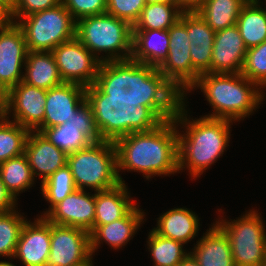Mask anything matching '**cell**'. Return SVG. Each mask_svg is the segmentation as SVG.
<instances>
[{"instance_id": "1", "label": "cell", "mask_w": 266, "mask_h": 266, "mask_svg": "<svg viewBox=\"0 0 266 266\" xmlns=\"http://www.w3.org/2000/svg\"><path fill=\"white\" fill-rule=\"evenodd\" d=\"M174 119L147 132H133L117 139V173L128 170L143 173V177L170 175L178 172V131Z\"/></svg>"}, {"instance_id": "2", "label": "cell", "mask_w": 266, "mask_h": 266, "mask_svg": "<svg viewBox=\"0 0 266 266\" xmlns=\"http://www.w3.org/2000/svg\"><path fill=\"white\" fill-rule=\"evenodd\" d=\"M185 101L181 103L174 121L186 128L178 131V172L188 168L193 179L200 177L227 148L230 141L232 121L202 116L187 119Z\"/></svg>"}, {"instance_id": "3", "label": "cell", "mask_w": 266, "mask_h": 266, "mask_svg": "<svg viewBox=\"0 0 266 266\" xmlns=\"http://www.w3.org/2000/svg\"><path fill=\"white\" fill-rule=\"evenodd\" d=\"M196 87L213 107L206 117L233 122L251 115L264 99L263 89L241 73H203L188 91Z\"/></svg>"}, {"instance_id": "4", "label": "cell", "mask_w": 266, "mask_h": 266, "mask_svg": "<svg viewBox=\"0 0 266 266\" xmlns=\"http://www.w3.org/2000/svg\"><path fill=\"white\" fill-rule=\"evenodd\" d=\"M183 98L156 67L128 59L125 107L147 106L165 122L174 119Z\"/></svg>"}, {"instance_id": "5", "label": "cell", "mask_w": 266, "mask_h": 266, "mask_svg": "<svg viewBox=\"0 0 266 266\" xmlns=\"http://www.w3.org/2000/svg\"><path fill=\"white\" fill-rule=\"evenodd\" d=\"M76 38L102 63L131 59L133 26L104 13L84 17L76 22ZM105 52V56H100ZM98 54V55H97Z\"/></svg>"}, {"instance_id": "6", "label": "cell", "mask_w": 266, "mask_h": 266, "mask_svg": "<svg viewBox=\"0 0 266 266\" xmlns=\"http://www.w3.org/2000/svg\"><path fill=\"white\" fill-rule=\"evenodd\" d=\"M67 165L77 189L84 190L88 187L99 192L121 183L117 173L114 142H92L88 147L68 154Z\"/></svg>"}, {"instance_id": "7", "label": "cell", "mask_w": 266, "mask_h": 266, "mask_svg": "<svg viewBox=\"0 0 266 266\" xmlns=\"http://www.w3.org/2000/svg\"><path fill=\"white\" fill-rule=\"evenodd\" d=\"M17 24L23 30L28 51L52 52L61 43L76 37V21L62 2L22 17Z\"/></svg>"}, {"instance_id": "8", "label": "cell", "mask_w": 266, "mask_h": 266, "mask_svg": "<svg viewBox=\"0 0 266 266\" xmlns=\"http://www.w3.org/2000/svg\"><path fill=\"white\" fill-rule=\"evenodd\" d=\"M258 211L250 210L238 219L216 224L227 235L235 266L266 265V230Z\"/></svg>"}, {"instance_id": "9", "label": "cell", "mask_w": 266, "mask_h": 266, "mask_svg": "<svg viewBox=\"0 0 266 266\" xmlns=\"http://www.w3.org/2000/svg\"><path fill=\"white\" fill-rule=\"evenodd\" d=\"M168 33V57L157 69L181 92L185 100L186 93L199 77L192 68L190 40L187 34V11H184L180 20L168 29Z\"/></svg>"}, {"instance_id": "10", "label": "cell", "mask_w": 266, "mask_h": 266, "mask_svg": "<svg viewBox=\"0 0 266 266\" xmlns=\"http://www.w3.org/2000/svg\"><path fill=\"white\" fill-rule=\"evenodd\" d=\"M64 83L94 84L101 62L75 37L52 50Z\"/></svg>"}, {"instance_id": "11", "label": "cell", "mask_w": 266, "mask_h": 266, "mask_svg": "<svg viewBox=\"0 0 266 266\" xmlns=\"http://www.w3.org/2000/svg\"><path fill=\"white\" fill-rule=\"evenodd\" d=\"M91 256L90 234L87 231L51 223L50 253L46 266H76Z\"/></svg>"}, {"instance_id": "12", "label": "cell", "mask_w": 266, "mask_h": 266, "mask_svg": "<svg viewBox=\"0 0 266 266\" xmlns=\"http://www.w3.org/2000/svg\"><path fill=\"white\" fill-rule=\"evenodd\" d=\"M22 28L16 23L0 27V88L8 91L23 81L22 69L27 58Z\"/></svg>"}, {"instance_id": "13", "label": "cell", "mask_w": 266, "mask_h": 266, "mask_svg": "<svg viewBox=\"0 0 266 266\" xmlns=\"http://www.w3.org/2000/svg\"><path fill=\"white\" fill-rule=\"evenodd\" d=\"M47 90L31 86L23 81L7 91V115L29 131L43 129Z\"/></svg>"}, {"instance_id": "14", "label": "cell", "mask_w": 266, "mask_h": 266, "mask_svg": "<svg viewBox=\"0 0 266 266\" xmlns=\"http://www.w3.org/2000/svg\"><path fill=\"white\" fill-rule=\"evenodd\" d=\"M44 217L50 223L80 228L90 234L94 230L95 193L90 194L86 190L76 189Z\"/></svg>"}, {"instance_id": "15", "label": "cell", "mask_w": 266, "mask_h": 266, "mask_svg": "<svg viewBox=\"0 0 266 266\" xmlns=\"http://www.w3.org/2000/svg\"><path fill=\"white\" fill-rule=\"evenodd\" d=\"M51 223L39 217L24 223L17 242L14 258L24 266H46L50 253Z\"/></svg>"}, {"instance_id": "16", "label": "cell", "mask_w": 266, "mask_h": 266, "mask_svg": "<svg viewBox=\"0 0 266 266\" xmlns=\"http://www.w3.org/2000/svg\"><path fill=\"white\" fill-rule=\"evenodd\" d=\"M86 102V88L78 84L63 83L47 90L43 128L60 126L72 120Z\"/></svg>"}, {"instance_id": "17", "label": "cell", "mask_w": 266, "mask_h": 266, "mask_svg": "<svg viewBox=\"0 0 266 266\" xmlns=\"http://www.w3.org/2000/svg\"><path fill=\"white\" fill-rule=\"evenodd\" d=\"M210 73H241L247 48L237 25L215 32Z\"/></svg>"}, {"instance_id": "18", "label": "cell", "mask_w": 266, "mask_h": 266, "mask_svg": "<svg viewBox=\"0 0 266 266\" xmlns=\"http://www.w3.org/2000/svg\"><path fill=\"white\" fill-rule=\"evenodd\" d=\"M24 154L28 159L34 178L41 177V182L67 164L68 154L37 131L29 132Z\"/></svg>"}, {"instance_id": "19", "label": "cell", "mask_w": 266, "mask_h": 266, "mask_svg": "<svg viewBox=\"0 0 266 266\" xmlns=\"http://www.w3.org/2000/svg\"><path fill=\"white\" fill-rule=\"evenodd\" d=\"M144 215V211L135 206L124 218L106 225L97 226L90 233L92 256L103 241L115 250L126 245L138 231L145 217Z\"/></svg>"}, {"instance_id": "20", "label": "cell", "mask_w": 266, "mask_h": 266, "mask_svg": "<svg viewBox=\"0 0 266 266\" xmlns=\"http://www.w3.org/2000/svg\"><path fill=\"white\" fill-rule=\"evenodd\" d=\"M196 243L190 253L200 266H235L229 239L216 223Z\"/></svg>"}, {"instance_id": "21", "label": "cell", "mask_w": 266, "mask_h": 266, "mask_svg": "<svg viewBox=\"0 0 266 266\" xmlns=\"http://www.w3.org/2000/svg\"><path fill=\"white\" fill-rule=\"evenodd\" d=\"M125 183L95 192L94 229L124 218L137 204L130 198Z\"/></svg>"}, {"instance_id": "22", "label": "cell", "mask_w": 266, "mask_h": 266, "mask_svg": "<svg viewBox=\"0 0 266 266\" xmlns=\"http://www.w3.org/2000/svg\"><path fill=\"white\" fill-rule=\"evenodd\" d=\"M168 51V30H133L132 60L158 68Z\"/></svg>"}, {"instance_id": "23", "label": "cell", "mask_w": 266, "mask_h": 266, "mask_svg": "<svg viewBox=\"0 0 266 266\" xmlns=\"http://www.w3.org/2000/svg\"><path fill=\"white\" fill-rule=\"evenodd\" d=\"M199 221L198 216L187 208H174L163 213L152 230L162 237L187 244L198 235Z\"/></svg>"}, {"instance_id": "24", "label": "cell", "mask_w": 266, "mask_h": 266, "mask_svg": "<svg viewBox=\"0 0 266 266\" xmlns=\"http://www.w3.org/2000/svg\"><path fill=\"white\" fill-rule=\"evenodd\" d=\"M23 82L49 90L63 84L52 52L28 51Z\"/></svg>"}, {"instance_id": "25", "label": "cell", "mask_w": 266, "mask_h": 266, "mask_svg": "<svg viewBox=\"0 0 266 266\" xmlns=\"http://www.w3.org/2000/svg\"><path fill=\"white\" fill-rule=\"evenodd\" d=\"M94 84L118 110L124 104L125 91L128 89V60L102 62Z\"/></svg>"}, {"instance_id": "26", "label": "cell", "mask_w": 266, "mask_h": 266, "mask_svg": "<svg viewBox=\"0 0 266 266\" xmlns=\"http://www.w3.org/2000/svg\"><path fill=\"white\" fill-rule=\"evenodd\" d=\"M259 0H248L242 7L236 25L247 49L266 41V8Z\"/></svg>"}, {"instance_id": "27", "label": "cell", "mask_w": 266, "mask_h": 266, "mask_svg": "<svg viewBox=\"0 0 266 266\" xmlns=\"http://www.w3.org/2000/svg\"><path fill=\"white\" fill-rule=\"evenodd\" d=\"M247 2L248 0H206L196 12L217 32L235 25Z\"/></svg>"}, {"instance_id": "28", "label": "cell", "mask_w": 266, "mask_h": 266, "mask_svg": "<svg viewBox=\"0 0 266 266\" xmlns=\"http://www.w3.org/2000/svg\"><path fill=\"white\" fill-rule=\"evenodd\" d=\"M183 12L179 4L148 2L133 30H168L180 20Z\"/></svg>"}, {"instance_id": "29", "label": "cell", "mask_w": 266, "mask_h": 266, "mask_svg": "<svg viewBox=\"0 0 266 266\" xmlns=\"http://www.w3.org/2000/svg\"><path fill=\"white\" fill-rule=\"evenodd\" d=\"M0 176L7 190L15 199H18L19 192L30 189L35 183V178L25 154L0 163Z\"/></svg>"}, {"instance_id": "30", "label": "cell", "mask_w": 266, "mask_h": 266, "mask_svg": "<svg viewBox=\"0 0 266 266\" xmlns=\"http://www.w3.org/2000/svg\"><path fill=\"white\" fill-rule=\"evenodd\" d=\"M147 243L154 266H179L190 254L183 249V243L162 237L153 230L148 234Z\"/></svg>"}, {"instance_id": "31", "label": "cell", "mask_w": 266, "mask_h": 266, "mask_svg": "<svg viewBox=\"0 0 266 266\" xmlns=\"http://www.w3.org/2000/svg\"><path fill=\"white\" fill-rule=\"evenodd\" d=\"M7 119L0 123V163L24 154L29 130Z\"/></svg>"}, {"instance_id": "32", "label": "cell", "mask_w": 266, "mask_h": 266, "mask_svg": "<svg viewBox=\"0 0 266 266\" xmlns=\"http://www.w3.org/2000/svg\"><path fill=\"white\" fill-rule=\"evenodd\" d=\"M39 132L66 154H71L72 152L88 147L92 143L71 122L56 127L43 128Z\"/></svg>"}, {"instance_id": "33", "label": "cell", "mask_w": 266, "mask_h": 266, "mask_svg": "<svg viewBox=\"0 0 266 266\" xmlns=\"http://www.w3.org/2000/svg\"><path fill=\"white\" fill-rule=\"evenodd\" d=\"M40 186L43 196L50 203L48 210L43 215L41 214V217H44L56 204L77 189L67 164L41 182Z\"/></svg>"}, {"instance_id": "34", "label": "cell", "mask_w": 266, "mask_h": 266, "mask_svg": "<svg viewBox=\"0 0 266 266\" xmlns=\"http://www.w3.org/2000/svg\"><path fill=\"white\" fill-rule=\"evenodd\" d=\"M123 110V136L133 132H147L157 128L163 121L147 106L138 104L136 107H125Z\"/></svg>"}, {"instance_id": "35", "label": "cell", "mask_w": 266, "mask_h": 266, "mask_svg": "<svg viewBox=\"0 0 266 266\" xmlns=\"http://www.w3.org/2000/svg\"><path fill=\"white\" fill-rule=\"evenodd\" d=\"M25 217L14 209L0 212V256L12 258L15 254Z\"/></svg>"}, {"instance_id": "36", "label": "cell", "mask_w": 266, "mask_h": 266, "mask_svg": "<svg viewBox=\"0 0 266 266\" xmlns=\"http://www.w3.org/2000/svg\"><path fill=\"white\" fill-rule=\"evenodd\" d=\"M86 100L93 109L95 124L102 140L109 141V114L114 105L95 84L86 87Z\"/></svg>"}, {"instance_id": "37", "label": "cell", "mask_w": 266, "mask_h": 266, "mask_svg": "<svg viewBox=\"0 0 266 266\" xmlns=\"http://www.w3.org/2000/svg\"><path fill=\"white\" fill-rule=\"evenodd\" d=\"M241 74L256 83L259 88L266 87V41L247 49Z\"/></svg>"}, {"instance_id": "38", "label": "cell", "mask_w": 266, "mask_h": 266, "mask_svg": "<svg viewBox=\"0 0 266 266\" xmlns=\"http://www.w3.org/2000/svg\"><path fill=\"white\" fill-rule=\"evenodd\" d=\"M187 34L190 45L213 46L215 31L196 11H187Z\"/></svg>"}, {"instance_id": "39", "label": "cell", "mask_w": 266, "mask_h": 266, "mask_svg": "<svg viewBox=\"0 0 266 266\" xmlns=\"http://www.w3.org/2000/svg\"><path fill=\"white\" fill-rule=\"evenodd\" d=\"M147 3V0H107L106 13L134 26Z\"/></svg>"}, {"instance_id": "40", "label": "cell", "mask_w": 266, "mask_h": 266, "mask_svg": "<svg viewBox=\"0 0 266 266\" xmlns=\"http://www.w3.org/2000/svg\"><path fill=\"white\" fill-rule=\"evenodd\" d=\"M61 2L76 22L84 17L104 14L107 10V0H61Z\"/></svg>"}, {"instance_id": "41", "label": "cell", "mask_w": 266, "mask_h": 266, "mask_svg": "<svg viewBox=\"0 0 266 266\" xmlns=\"http://www.w3.org/2000/svg\"><path fill=\"white\" fill-rule=\"evenodd\" d=\"M68 122H71L92 142L103 141L95 124L93 109L87 102L74 114L72 120H68Z\"/></svg>"}, {"instance_id": "42", "label": "cell", "mask_w": 266, "mask_h": 266, "mask_svg": "<svg viewBox=\"0 0 266 266\" xmlns=\"http://www.w3.org/2000/svg\"><path fill=\"white\" fill-rule=\"evenodd\" d=\"M61 3V0H17L14 11L11 13L13 22L17 23L22 17L47 10Z\"/></svg>"}, {"instance_id": "43", "label": "cell", "mask_w": 266, "mask_h": 266, "mask_svg": "<svg viewBox=\"0 0 266 266\" xmlns=\"http://www.w3.org/2000/svg\"><path fill=\"white\" fill-rule=\"evenodd\" d=\"M213 46L190 45L192 68L200 75L210 73Z\"/></svg>"}, {"instance_id": "44", "label": "cell", "mask_w": 266, "mask_h": 266, "mask_svg": "<svg viewBox=\"0 0 266 266\" xmlns=\"http://www.w3.org/2000/svg\"><path fill=\"white\" fill-rule=\"evenodd\" d=\"M123 137V110L113 109L109 114V141L115 142Z\"/></svg>"}, {"instance_id": "45", "label": "cell", "mask_w": 266, "mask_h": 266, "mask_svg": "<svg viewBox=\"0 0 266 266\" xmlns=\"http://www.w3.org/2000/svg\"><path fill=\"white\" fill-rule=\"evenodd\" d=\"M16 199L7 190L0 176V212H9L15 209Z\"/></svg>"}, {"instance_id": "46", "label": "cell", "mask_w": 266, "mask_h": 266, "mask_svg": "<svg viewBox=\"0 0 266 266\" xmlns=\"http://www.w3.org/2000/svg\"><path fill=\"white\" fill-rule=\"evenodd\" d=\"M206 0H178L184 11H196Z\"/></svg>"}, {"instance_id": "47", "label": "cell", "mask_w": 266, "mask_h": 266, "mask_svg": "<svg viewBox=\"0 0 266 266\" xmlns=\"http://www.w3.org/2000/svg\"><path fill=\"white\" fill-rule=\"evenodd\" d=\"M7 91L0 88V123L7 119Z\"/></svg>"}, {"instance_id": "48", "label": "cell", "mask_w": 266, "mask_h": 266, "mask_svg": "<svg viewBox=\"0 0 266 266\" xmlns=\"http://www.w3.org/2000/svg\"><path fill=\"white\" fill-rule=\"evenodd\" d=\"M12 22L11 13L0 4V27H4Z\"/></svg>"}, {"instance_id": "49", "label": "cell", "mask_w": 266, "mask_h": 266, "mask_svg": "<svg viewBox=\"0 0 266 266\" xmlns=\"http://www.w3.org/2000/svg\"><path fill=\"white\" fill-rule=\"evenodd\" d=\"M179 266H200L198 261L190 253Z\"/></svg>"}, {"instance_id": "50", "label": "cell", "mask_w": 266, "mask_h": 266, "mask_svg": "<svg viewBox=\"0 0 266 266\" xmlns=\"http://www.w3.org/2000/svg\"><path fill=\"white\" fill-rule=\"evenodd\" d=\"M17 0H0V4L5 7L10 13L15 9Z\"/></svg>"}, {"instance_id": "51", "label": "cell", "mask_w": 266, "mask_h": 266, "mask_svg": "<svg viewBox=\"0 0 266 266\" xmlns=\"http://www.w3.org/2000/svg\"><path fill=\"white\" fill-rule=\"evenodd\" d=\"M153 3H168V4H178V0H147Z\"/></svg>"}, {"instance_id": "52", "label": "cell", "mask_w": 266, "mask_h": 266, "mask_svg": "<svg viewBox=\"0 0 266 266\" xmlns=\"http://www.w3.org/2000/svg\"><path fill=\"white\" fill-rule=\"evenodd\" d=\"M92 260L93 257L91 256L88 260L76 266H94Z\"/></svg>"}, {"instance_id": "53", "label": "cell", "mask_w": 266, "mask_h": 266, "mask_svg": "<svg viewBox=\"0 0 266 266\" xmlns=\"http://www.w3.org/2000/svg\"><path fill=\"white\" fill-rule=\"evenodd\" d=\"M0 266H16L8 261H0Z\"/></svg>"}]
</instances>
